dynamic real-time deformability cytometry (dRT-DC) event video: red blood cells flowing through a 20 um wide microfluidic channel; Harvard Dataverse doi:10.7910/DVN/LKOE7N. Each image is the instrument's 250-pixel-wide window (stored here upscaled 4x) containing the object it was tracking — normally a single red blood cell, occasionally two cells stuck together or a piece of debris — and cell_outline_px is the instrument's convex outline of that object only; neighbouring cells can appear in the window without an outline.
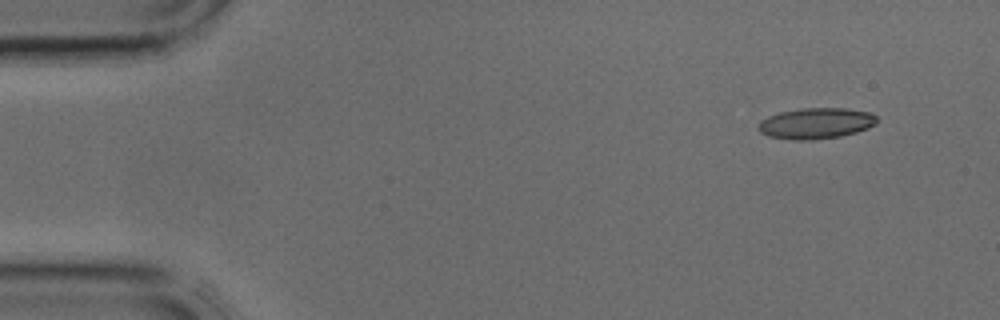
{"species": "common noctule bat (a hibernating species)", "species_latin": "Nyctalus noctula", "temperature_condition": "cold", "stored_images_in_passage": 3, "camera_frame_rate_fps": 3000, "um_per_image_px": 0.085, "animal": {"sex": "male", "body_mass_g": 17.9, "forearm_length_mm": 54.2}, "frame": {"image": 1, "passage_image": 1, "time_ms": 0.0, "image_size_px": [1000, 320], "cell_outline_px": [[876, 124], [868, 128], [856, 132], [840, 136], [812, 140], [792, 140], [768, 136], [760, 132], [756, 128], [760, 120], [768, 116], [780, 112], [800, 108], [844, 108], [868, 112], [876, 116]], "centroid_in_image_um": [69.31, 10.49], "position_along_channel_um": 15.7, "area_um2": 21.44}}
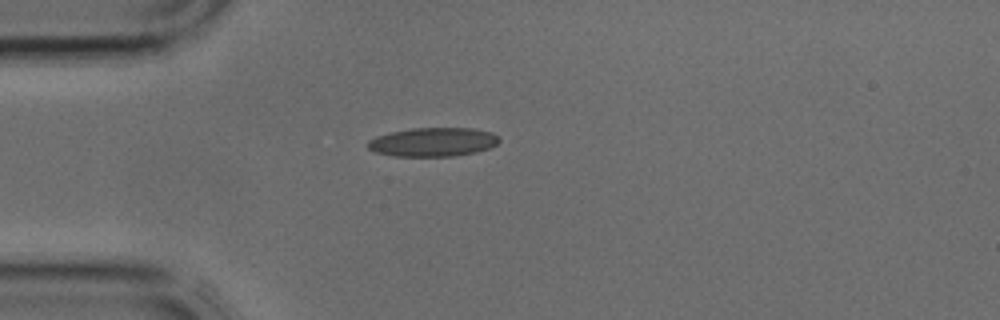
{"frame": {"image": 2, "passage_image": 3, "time_ms": 0.667, "image_size_px": [1000, 320], "cell_outline_px": [[500, 140], [496, 144], [488, 148], [476, 152], [452, 156], [392, 156], [376, 152], [368, 148], [368, 140], [376, 136], [392, 132], [412, 128], [472, 128], [492, 132], [500, 136]], "centroid_in_image_um": [36.82, 12.07], "position_along_channel_um": 48.2, "area_um2": 22.08}}